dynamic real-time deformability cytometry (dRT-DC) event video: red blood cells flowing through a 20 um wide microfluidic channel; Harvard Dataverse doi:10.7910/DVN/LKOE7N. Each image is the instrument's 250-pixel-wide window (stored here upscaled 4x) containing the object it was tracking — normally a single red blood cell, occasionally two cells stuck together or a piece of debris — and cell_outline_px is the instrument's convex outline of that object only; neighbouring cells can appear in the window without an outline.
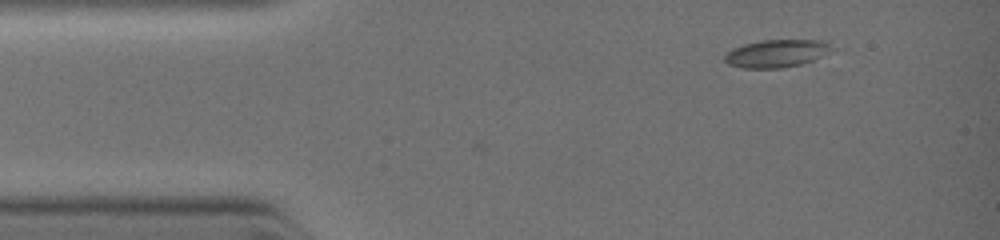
{"species": "common noctule bat (a hibernating species)", "species_latin": "Nyctalus noctula", "temperature_condition": "warm", "stored_images_in_passage": 22, "camera_frame_rate_fps": 3000, "um_per_image_px": 0.085, "animal": {"sex": "female", "body_mass_g": 19.0, "forearm_length_mm": 51.5}, "frame": {"image": 1, "passage_image": 1, "time_ms": 0.0, "image_size_px": [1000, 240], "cell_outline_px": [[836, 48], [812, 60], [800, 64], [784, 68], [740, 68], [728, 64], [724, 60], [724, 56], [732, 48], [744, 44], [760, 40], [828, 40]], "centroid_in_image_um": [66.02, 4.53], "position_along_channel_um": 19.0, "area_um2": 17.46}}
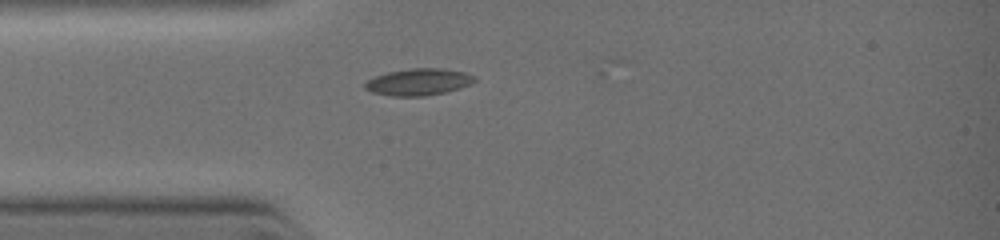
{"frame": {"image": 2, "passage_image": 12, "time_ms": 1.667, "image_size_px": [1000, 240], "cell_outline_px": [[476, 80], [472, 84], [460, 88], [444, 92], [424, 96], [392, 96], [372, 92], [364, 88], [364, 84], [368, 80], [376, 76], [388, 72], [412, 68], [440, 68], [464, 72], [476, 76]], "centroid_in_image_um": [35.6, 6.96], "position_along_channel_um": 49.4, "area_um2": 17.05}}
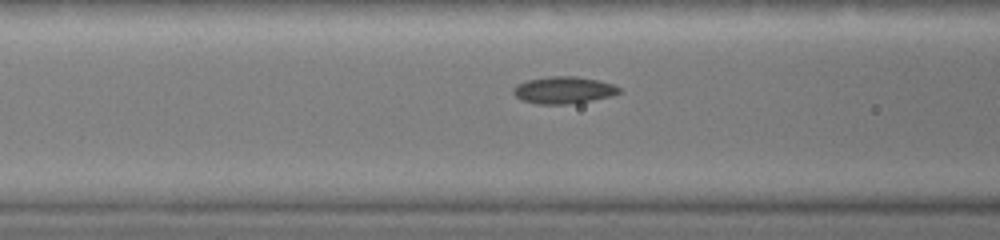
{"frame": {"image": 3, "passage_image": 21, "time_ms": 3.0, "image_size_px": [1000, 240], "cell_outline_px": [[620, 92], [608, 96], [592, 100], [568, 104], [536, 104], [520, 100], [512, 92], [512, 88], [516, 84], [528, 80], [552, 76], [576, 76], [596, 80], [612, 84], [620, 88]], "centroid_in_image_um": [47.83, 7.66], "position_along_channel_um": 118.8, "area_um2": 16.53}}